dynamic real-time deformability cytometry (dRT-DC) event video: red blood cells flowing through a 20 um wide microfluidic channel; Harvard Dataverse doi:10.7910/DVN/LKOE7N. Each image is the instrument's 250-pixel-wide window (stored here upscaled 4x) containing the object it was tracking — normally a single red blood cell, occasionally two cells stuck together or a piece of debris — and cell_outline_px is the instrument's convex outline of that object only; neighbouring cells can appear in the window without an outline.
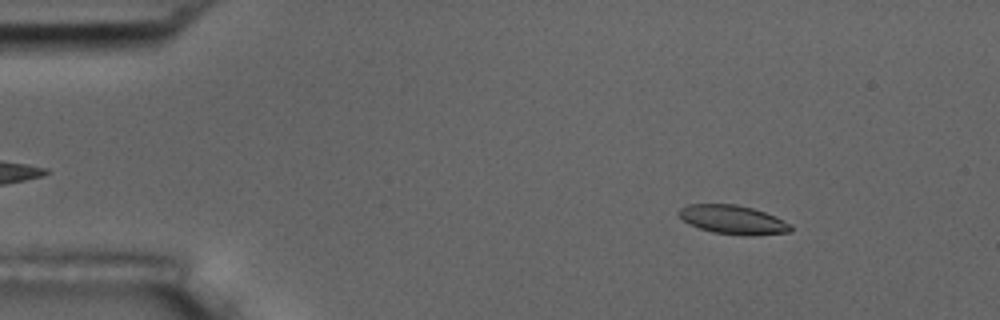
{"species": "common noctule bat (a hibernating species)", "species_latin": "Nyctalus noctula", "temperature_condition": "room temperature", "stored_images_in_passage": 50, "camera_frame_rate_fps": 3000, "um_per_image_px": 0.085, "animal": {"sex": "male", "body_mass_g": 17.5, "forearm_length_mm": 52.3}, "frame": {"image": 1, "passage_image": 2, "time_ms": 0.333, "image_size_px": [1000, 320], "cell_outline_px": [[792, 228], [788, 232], [752, 236], [744, 236], [712, 232], [688, 224], [676, 212], [680, 208], [688, 204], [736, 204], [752, 208], [776, 216], [792, 224]], "centroid_in_image_um": [62.3, 18.68], "position_along_channel_um": 22.7, "area_um2": 18.96}}
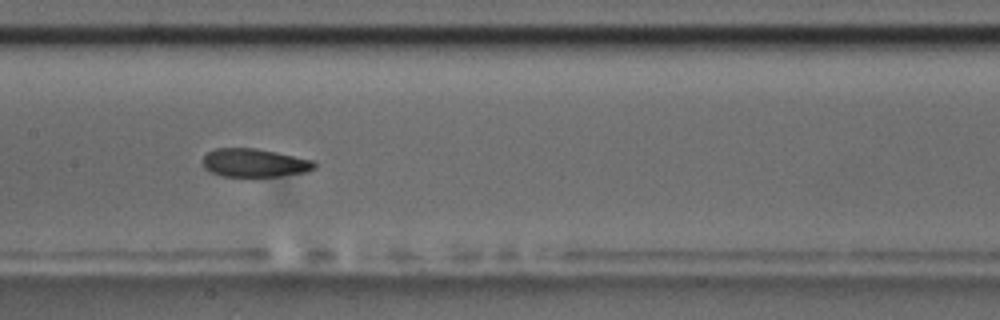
{"frame": {"image": 2, "passage_image": 22, "time_ms": 7.0, "image_size_px": [1000, 320], "cell_outline_px": [[316, 168], [308, 172], [280, 176], [224, 176], [212, 172], [204, 168], [200, 160], [208, 152], [216, 148], [256, 148], [316, 160]], "centroid_in_image_um": [21.66, 13.84], "position_along_channel_um": 185.7, "area_um2": 18.67}}
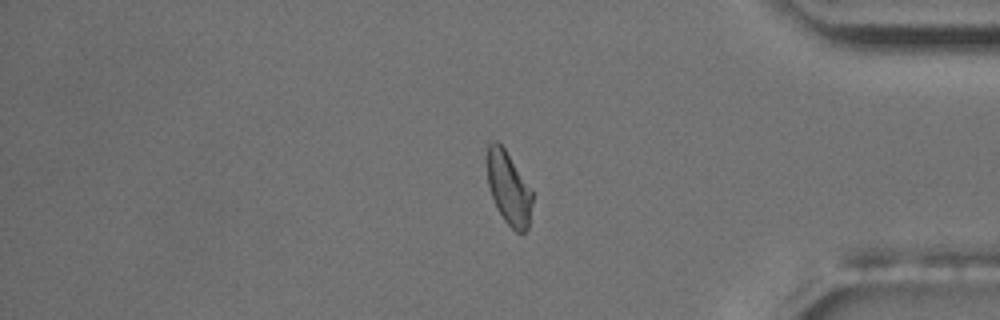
{"frame": {"image": 3, "passage_image": 41, "time_ms": 13.333, "image_size_px": [1000, 320], "cell_outline_px": [[532, 204], [528, 228], [524, 232], [516, 232], [504, 220], [496, 208], [488, 184], [488, 144], [492, 140], [496, 140], [504, 148], [532, 192]], "centroid_in_image_um": [43.23, 16.03], "position_along_channel_um": 392.0, "area_um2": 18.73}, "authors_computed_cell_mechanics": {"area_um2": 19.652, "velocity_mm_per_s": 3.6268, "shape_relaxation_time_tau1_ms": 4.5566, "shape_relaxation_time_tau2_ms": 1.598, "deformation_change_tau1": 0.1423, "deformation_change_tau2": 0.0643}}